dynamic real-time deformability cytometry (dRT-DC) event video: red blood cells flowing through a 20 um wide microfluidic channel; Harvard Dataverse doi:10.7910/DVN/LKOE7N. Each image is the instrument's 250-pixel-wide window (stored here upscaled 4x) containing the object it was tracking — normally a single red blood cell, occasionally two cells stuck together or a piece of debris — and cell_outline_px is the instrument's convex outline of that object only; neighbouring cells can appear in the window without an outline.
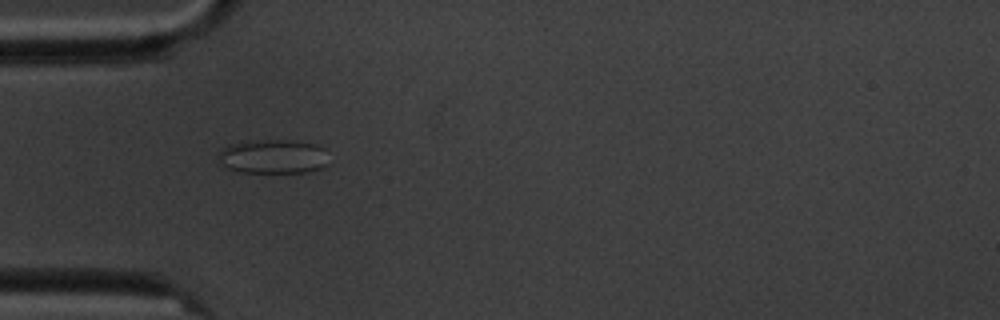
{"species": "common noctule bat (a hibernating species)", "species_latin": "Nyctalus noctula", "temperature_condition": "cold", "stored_images_in_passage": 7, "camera_frame_rate_fps": 3000, "um_per_image_px": 0.085, "animal": {"sex": "male", "body_mass_g": 20.1, "forearm_length_mm": 53.5}, "frame": {"image": 1, "passage_image": 5, "time_ms": 4.667, "image_size_px": [1000, 320], "cell_outline_px": [[328, 164], [320, 168], [308, 172], [240, 172], [224, 168], [220, 164], [216, 156], [220, 148], [228, 144], [248, 140], [288, 140], [316, 144], [324, 148]], "centroid_in_image_um": [23.13, 13.3], "position_along_channel_um": 61.9, "area_um2": 22.43}}
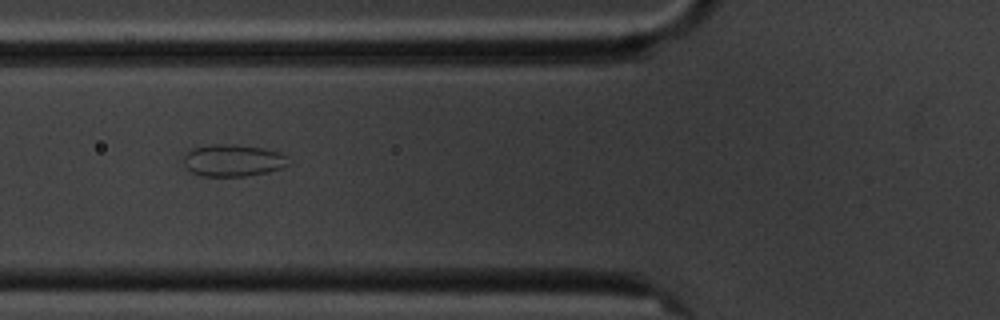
{"frame": {"image": 2, "passage_image": 6, "time_ms": 6.0, "image_size_px": [1000, 320], "cell_outline_px": [[288, 164], [280, 168], [268, 172], [244, 176], [200, 176], [184, 168], [184, 156], [192, 148], [208, 144], [232, 144], [260, 148], [280, 152], [288, 156]], "centroid_in_image_um": [19.77, 13.63], "position_along_channel_um": 106.0, "area_um2": 19.59}}